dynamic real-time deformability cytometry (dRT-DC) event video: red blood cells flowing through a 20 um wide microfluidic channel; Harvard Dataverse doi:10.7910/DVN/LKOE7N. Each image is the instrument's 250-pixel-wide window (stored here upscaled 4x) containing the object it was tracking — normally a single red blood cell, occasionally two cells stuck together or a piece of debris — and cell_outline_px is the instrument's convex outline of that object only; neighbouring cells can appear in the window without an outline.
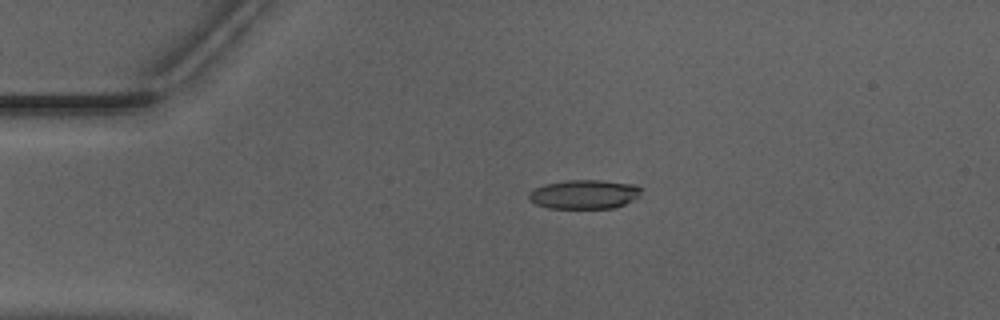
{"species": "Egyptian fruit bat (a non-hibernating species)", "species_latin": "Rousettus aegyptiacus", "temperature_condition": "warm", "stored_images_in_passage": 42, "camera_frame_rate_fps": 3000, "um_per_image_px": 0.085, "animal": {"sex": "male"}, "frame": {"image": 1, "passage_image": 1, "time_ms": 0.0, "image_size_px": [1000, 320], "cell_outline_px": [[644, 188], [632, 200], [616, 208], [548, 208], [536, 204], [528, 200], [528, 192], [544, 184], [568, 180], [600, 180], [636, 184]], "centroid_in_image_um": [49.65, 16.51], "position_along_channel_um": 35.3, "area_um2": 19.13}}
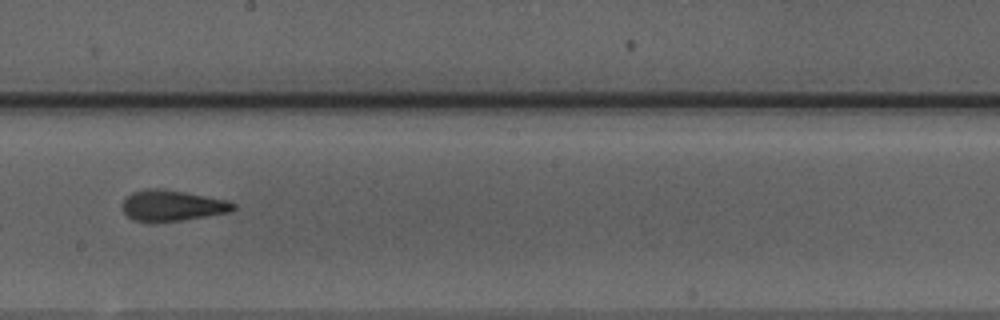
{"frame": {"image": 2, "passage_image": 19, "time_ms": 6.0, "image_size_px": [1000, 320], "cell_outline_px": [[236, 208], [232, 212], [208, 216], [180, 220], [132, 220], [120, 208], [120, 204], [132, 192], [148, 188], [160, 188], [184, 192], [228, 200], [236, 204]], "centroid_in_image_um": [14.66, 17.45], "position_along_channel_um": 233.5, "area_um2": 19.77}}
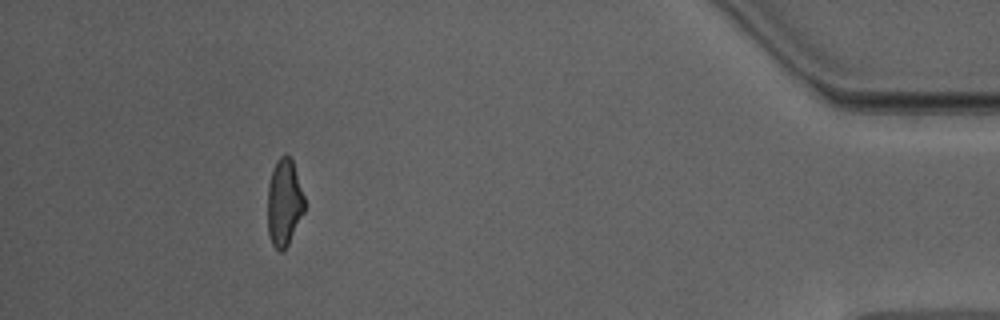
{"frame": {"image": 3, "passage_image": 37, "time_ms": 12.0, "image_size_px": [1000, 320], "cell_outline_px": [[304, 212], [288, 244], [280, 252], [272, 244], [268, 232], [268, 184], [276, 160], [284, 152], [288, 152], [292, 156], [304, 196]], "centroid_in_image_um": [24.16, 17.14], "position_along_channel_um": 411.0, "area_um2": 18.84}, "authors_computed_cell_mechanics": {"area_um2": 19.941, "velocity_mm_per_s": 3.9796, "shape_relaxation_time_tau1_ms": null, "shape_relaxation_time_tau2_ms": 1.965, "deformation_change_tau1": null, "deformation_change_tau2": 0.1058}}